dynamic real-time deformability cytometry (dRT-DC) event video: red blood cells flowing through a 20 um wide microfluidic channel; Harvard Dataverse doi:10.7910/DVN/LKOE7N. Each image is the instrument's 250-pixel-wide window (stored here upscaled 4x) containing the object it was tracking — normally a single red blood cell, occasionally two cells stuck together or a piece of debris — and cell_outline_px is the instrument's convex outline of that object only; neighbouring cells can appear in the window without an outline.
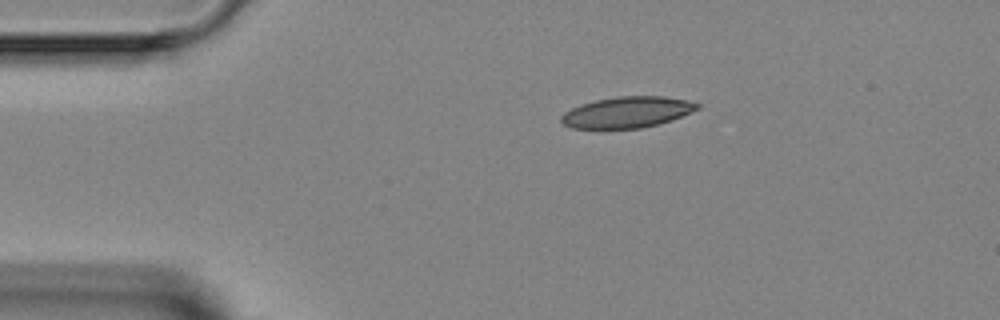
{"species": "Egyptian fruit bat (a non-hibernating species)", "species_latin": "Rousettus aegyptiacus", "temperature_condition": "room temperature", "stored_images_in_passage": 2, "camera_frame_rate_fps": 3000, "um_per_image_px": 0.085, "animal": {"sex": "female"}, "frame": {"image": 1, "passage_image": 1, "time_ms": 0.0, "image_size_px": [1000, 320], "cell_outline_px": [[700, 108], [672, 120], [640, 128], [572, 128], [564, 124], [560, 120], [560, 116], [564, 112], [580, 104], [596, 100], [616, 96], [664, 96], [688, 100], [700, 104]], "centroid_in_image_um": [53.31, 9.53], "position_along_channel_um": 31.7, "area_um2": 24.57}}